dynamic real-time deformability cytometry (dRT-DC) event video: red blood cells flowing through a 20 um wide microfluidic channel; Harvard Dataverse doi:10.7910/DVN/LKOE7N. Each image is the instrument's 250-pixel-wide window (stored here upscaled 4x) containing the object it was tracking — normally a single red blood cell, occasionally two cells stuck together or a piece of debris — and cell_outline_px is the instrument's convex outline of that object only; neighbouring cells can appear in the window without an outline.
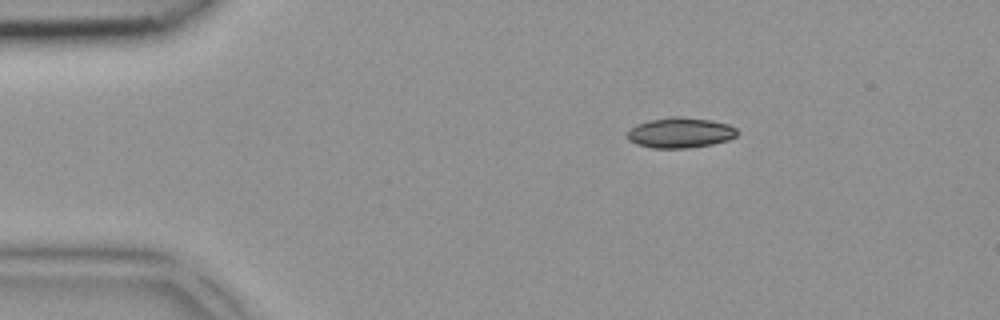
{"species": "common noctule bat (a hibernating species)", "species_latin": "Nyctalus noctula", "temperature_condition": "room temperature", "stored_images_in_passage": 3, "camera_frame_rate_fps": 3000, "um_per_image_px": 0.085, "animal": {"sex": "female", "body_mass_g": 18.4}, "frame": {"image": 1, "passage_image": 1, "time_ms": 0.0, "image_size_px": [1000, 320], "cell_outline_px": [[736, 136], [728, 140], [712, 144], [688, 148], [652, 148], [636, 144], [628, 140], [628, 128], [636, 124], [648, 120], [668, 116], [680, 116], [712, 120], [728, 124], [736, 128]], "centroid_in_image_um": [57.78, 11.27], "position_along_channel_um": 27.2, "area_um2": 19.65}}
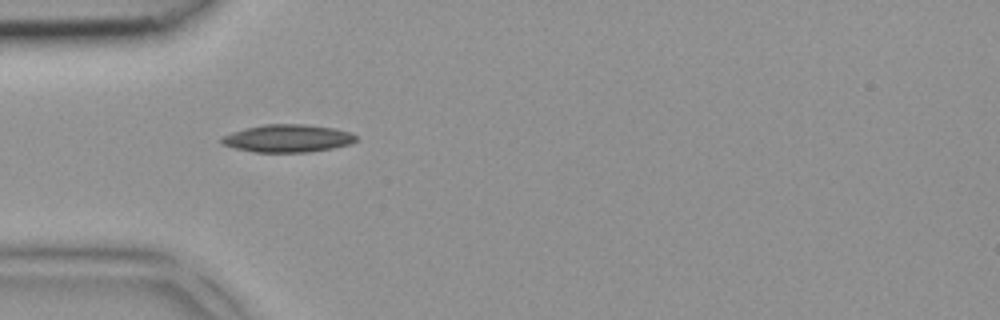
{"frame": {"image": 2, "passage_image": 2, "time_ms": 0.333, "image_size_px": [1000, 320], "cell_outline_px": [[356, 140], [352, 144], [332, 148], [308, 152], [256, 152], [236, 148], [220, 144], [220, 136], [232, 132], [264, 124], [304, 124], [332, 128], [352, 132], [356, 136]], "centroid_in_image_um": [24.44, 11.76], "position_along_channel_um": 60.6, "area_um2": 21.68}}